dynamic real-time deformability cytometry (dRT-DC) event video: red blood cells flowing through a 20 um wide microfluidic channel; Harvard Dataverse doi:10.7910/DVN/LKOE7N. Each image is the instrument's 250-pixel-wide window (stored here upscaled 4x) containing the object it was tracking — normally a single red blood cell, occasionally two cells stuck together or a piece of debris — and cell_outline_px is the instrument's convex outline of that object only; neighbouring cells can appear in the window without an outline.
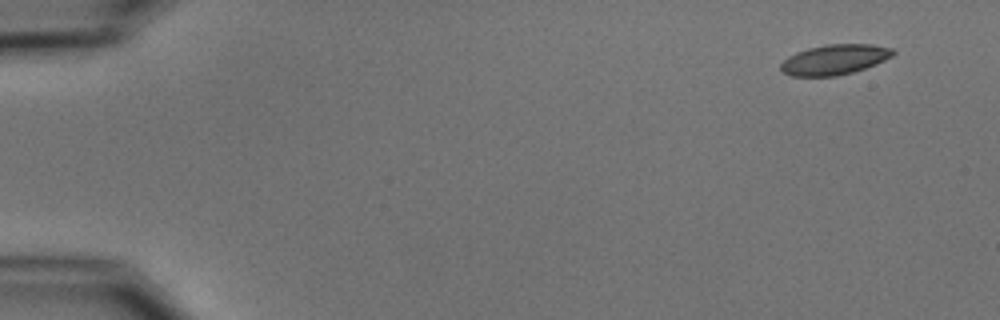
{"species": "common noctule bat (a hibernating species)", "species_latin": "Nyctalus noctula", "temperature_condition": "cold", "stored_images_in_passage": 5, "camera_frame_rate_fps": 3000, "um_per_image_px": 0.085, "animal": {"sex": "male", "body_mass_g": 15.6}, "frame": {"image": 1, "passage_image": 1, "time_ms": 0.0, "image_size_px": [1000, 320], "cell_outline_px": [[896, 52], [892, 56], [876, 64], [852, 72], [836, 76], [792, 76], [784, 72], [780, 68], [780, 64], [788, 56], [796, 52], [808, 48], [824, 44], [872, 44], [892, 48]], "centroid_in_image_um": [70.93, 5.05], "position_along_channel_um": 14.1, "area_um2": 19.71}}
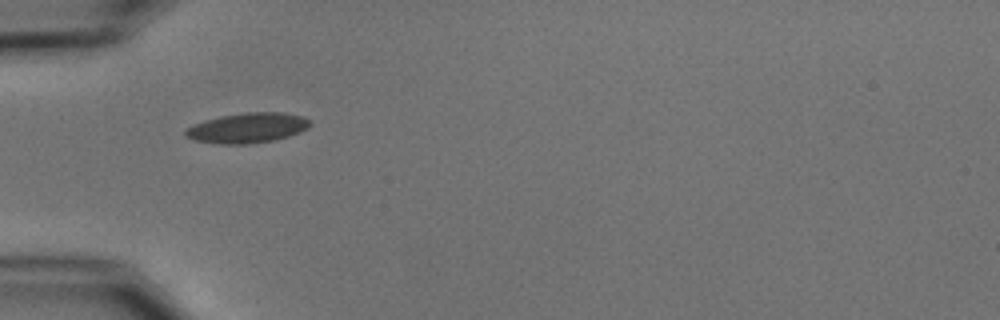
{"frame": {"image": 2, "passage_image": 5, "time_ms": 4.667, "image_size_px": [1000, 320], "cell_outline_px": [[312, 124], [308, 128], [288, 136], [272, 140], [244, 144], [220, 144], [196, 140], [184, 136], [184, 128], [192, 124], [204, 120], [220, 116], [244, 112], [284, 112], [304, 116], [312, 120]], "centroid_in_image_um": [21.03, 10.85], "position_along_channel_um": 64.0, "area_um2": 22.02}}